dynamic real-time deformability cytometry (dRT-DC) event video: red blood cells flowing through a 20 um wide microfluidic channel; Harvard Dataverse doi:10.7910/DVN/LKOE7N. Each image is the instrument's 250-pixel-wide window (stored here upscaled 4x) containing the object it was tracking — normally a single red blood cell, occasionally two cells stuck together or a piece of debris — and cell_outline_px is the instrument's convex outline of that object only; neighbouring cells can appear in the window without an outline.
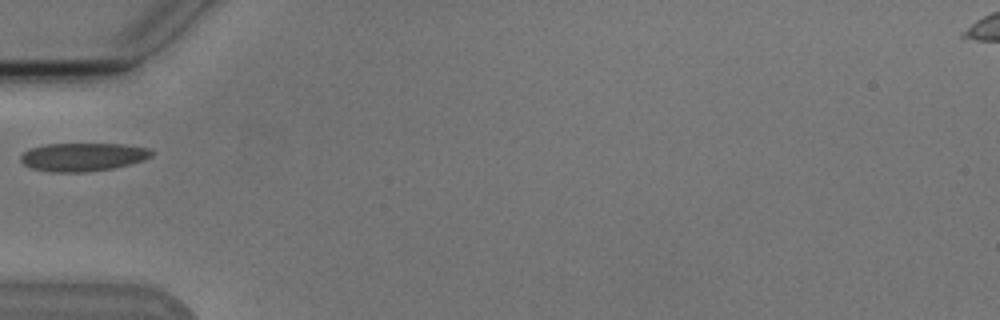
{"species": "Egyptian fruit bat (a non-hibernating species)", "species_latin": "Rousettus aegyptiacus", "temperature_condition": "cold", "stored_images_in_passage": 1, "camera_frame_rate_fps": 3000, "um_per_image_px": 0.085, "animal": {"sex": "male"}, "frame": {"image": 1, "passage_image": 1, "time_ms": 0.0, "image_size_px": [1000, 320], "cell_outline_px": [[152, 156], [144, 160], [112, 168], [84, 172], [52, 172], [32, 168], [24, 164], [20, 160], [20, 156], [24, 152], [32, 148], [44, 144], [124, 144], [148, 148], [152, 152]], "centroid_in_image_um": [7.03, 13.34], "position_along_channel_um": 78.0, "area_um2": 21.39}}